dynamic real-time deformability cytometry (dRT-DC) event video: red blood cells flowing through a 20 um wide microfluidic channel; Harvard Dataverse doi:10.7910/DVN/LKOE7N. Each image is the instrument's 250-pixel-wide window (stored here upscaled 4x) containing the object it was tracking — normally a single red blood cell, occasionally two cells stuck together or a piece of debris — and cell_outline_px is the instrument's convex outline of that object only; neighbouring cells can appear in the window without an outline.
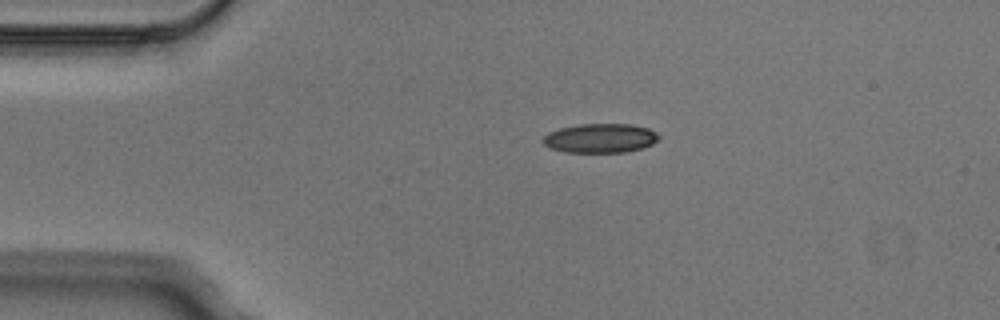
{"species": "Egyptian fruit bat (a non-hibernating species)", "species_latin": "Rousettus aegyptiacus", "temperature_condition": "cold", "stored_images_in_passage": 3, "camera_frame_rate_fps": 3000, "um_per_image_px": 0.085, "animal": {"sex": "male"}, "frame": {"image": 1, "passage_image": 2, "time_ms": 0.333, "image_size_px": [1000, 320], "cell_outline_px": [[660, 140], [652, 144], [640, 148], [624, 152], [564, 152], [552, 148], [544, 144], [544, 136], [548, 132], [560, 128], [580, 124], [632, 124], [648, 128], [656, 132], [660, 136]], "centroid_in_image_um": [51.05, 11.74], "position_along_channel_um": 33.9, "area_um2": 19.65}}